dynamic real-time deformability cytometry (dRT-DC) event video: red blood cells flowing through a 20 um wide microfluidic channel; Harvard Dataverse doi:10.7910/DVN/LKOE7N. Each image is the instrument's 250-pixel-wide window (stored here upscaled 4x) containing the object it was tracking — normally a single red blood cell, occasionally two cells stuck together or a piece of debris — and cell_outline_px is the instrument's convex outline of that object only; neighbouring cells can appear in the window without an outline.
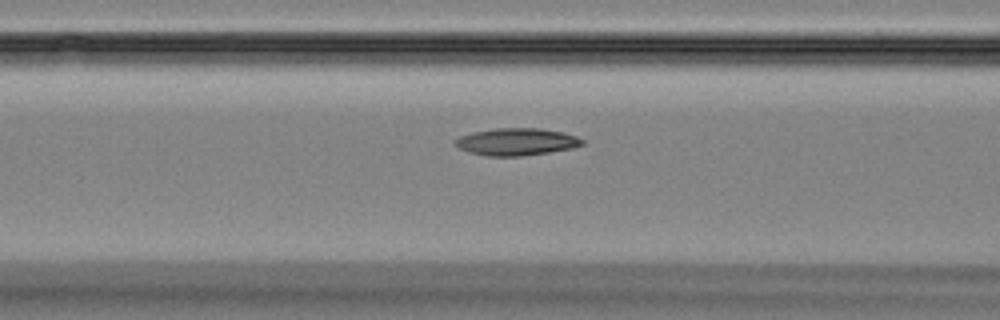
{"species": "Egyptian fruit bat (a non-hibernating species)", "species_latin": "Rousettus aegyptiacus", "temperature_condition": "room temperature", "stored_images_in_passage": 16, "camera_frame_rate_fps": 3000, "um_per_image_px": 0.085, "animal": {"sex": "female"}, "frame": {"image": 1, "passage_image": 14, "time_ms": 4.333, "image_size_px": [1000, 320], "cell_outline_px": [[584, 144], [572, 148], [548, 152], [520, 156], [488, 156], [468, 152], [452, 144], [452, 140], [460, 136], [472, 132], [496, 128], [540, 128], [564, 132], [576, 136], [584, 140]], "centroid_in_image_um": [43.87, 12.04], "position_along_channel_um": 122.7, "area_um2": 20.29}}